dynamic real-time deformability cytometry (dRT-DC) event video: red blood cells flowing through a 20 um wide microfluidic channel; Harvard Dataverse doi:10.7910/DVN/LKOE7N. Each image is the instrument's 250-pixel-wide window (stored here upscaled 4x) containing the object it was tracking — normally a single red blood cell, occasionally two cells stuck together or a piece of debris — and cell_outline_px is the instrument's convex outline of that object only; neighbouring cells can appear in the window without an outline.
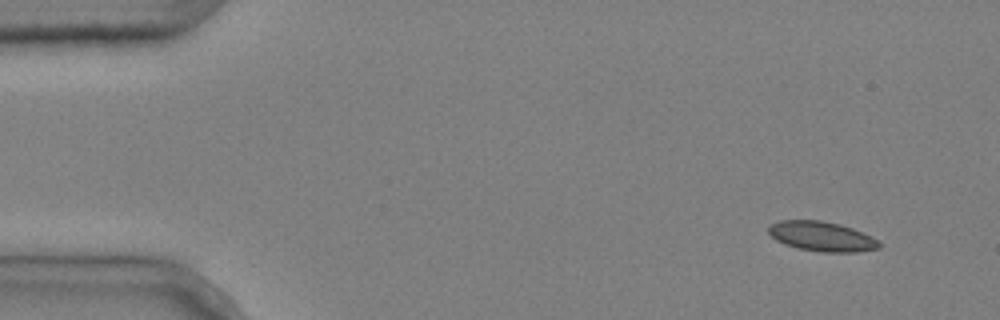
{"species": "common noctule bat (a hibernating species)", "species_latin": "Nyctalus noctula", "temperature_condition": "cold", "stored_images_in_passage": 4, "camera_frame_rate_fps": 3000, "um_per_image_px": 0.085, "animal": {"sex": "male", "body_mass_g": 20.4}, "frame": {"image": 1, "passage_image": 1, "time_ms": 0.0, "image_size_px": [1000, 320], "cell_outline_px": [[880, 248], [856, 252], [820, 252], [800, 248], [784, 244], [776, 240], [768, 232], [768, 224], [780, 220], [820, 220], [840, 224], [852, 228], [872, 236], [880, 244]], "centroid_in_image_um": [69.82, 20.08], "position_along_channel_um": 15.2, "area_um2": 19.19}}